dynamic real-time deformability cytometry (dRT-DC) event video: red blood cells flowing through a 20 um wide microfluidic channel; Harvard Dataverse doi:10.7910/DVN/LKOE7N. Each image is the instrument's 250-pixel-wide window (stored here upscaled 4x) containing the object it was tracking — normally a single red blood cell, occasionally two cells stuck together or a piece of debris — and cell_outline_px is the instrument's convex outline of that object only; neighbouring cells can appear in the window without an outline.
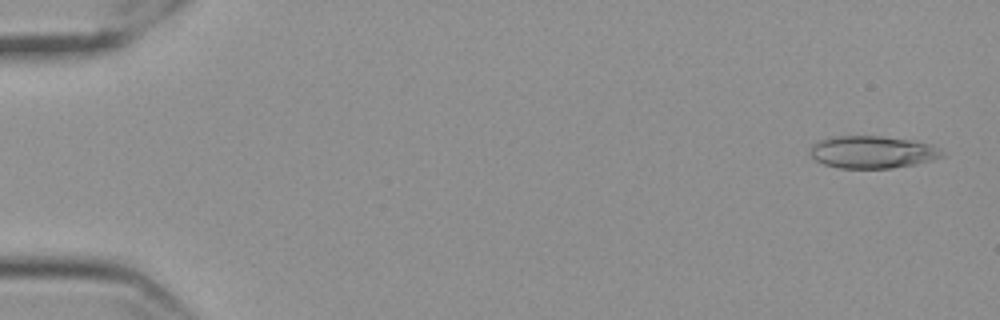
{"species": "Egyptian fruit bat (a non-hibernating species)", "species_latin": "Rousettus aegyptiacus", "temperature_condition": "cold", "stored_images_in_passage": 56, "camera_frame_rate_fps": 3000, "um_per_image_px": 0.085, "frame": {"image": 1, "passage_image": 1, "time_ms": 0.0, "image_size_px": [1000, 320], "cell_outline_px": [[944, 156], [932, 160], [916, 164], [892, 168], [840, 168], [824, 164], [816, 160], [812, 156], [812, 144], [820, 140], [836, 136], [884, 136], [916, 140], [932, 144], [940, 148], [944, 152]], "centroid_in_image_um": [74.24, 12.92], "position_along_channel_um": 10.8, "area_um2": 25.03}}
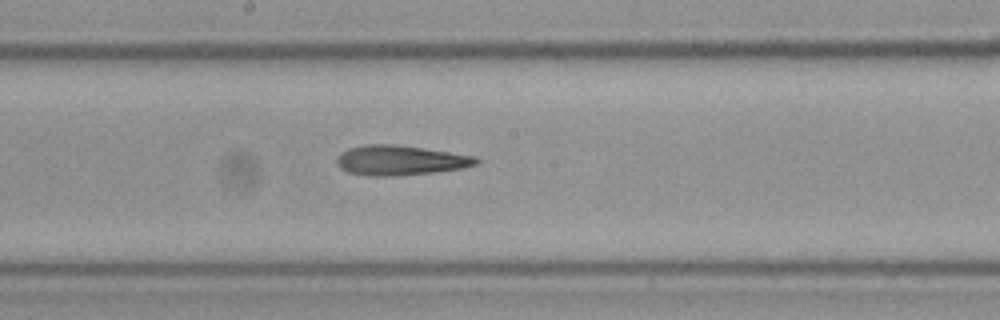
{"frame": {"image": 2, "passage_image": 30, "time_ms": 9.667, "image_size_px": [1000, 320], "cell_outline_px": [[480, 164], [464, 168], [432, 172], [396, 176], [368, 176], [348, 172], [340, 168], [336, 164], [336, 156], [340, 152], [348, 148], [368, 144], [396, 144], [424, 148], [476, 156], [480, 160]], "centroid_in_image_um": [34.01, 13.62], "position_along_channel_um": 214.2, "area_um2": 24.57}}
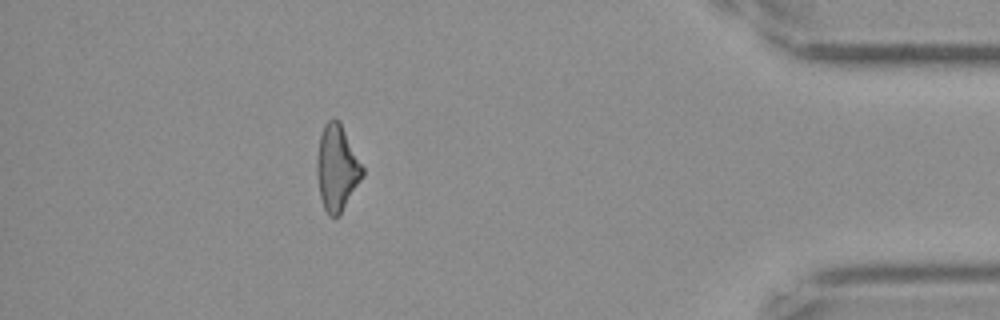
{"frame": {"image": 3, "passage_image": 50, "time_ms": 16.333, "image_size_px": [1000, 320], "cell_outline_px": [[364, 176], [340, 216], [328, 216], [324, 208], [320, 196], [316, 172], [316, 160], [320, 136], [324, 124], [328, 120], [336, 120], [340, 124], [364, 168]], "centroid_in_image_um": [28.63, 14.35], "position_along_channel_um": 406.6, "area_um2": 22.66}, "authors_computed_cell_mechanics": {"area_um2": 24.0737, "velocity_mm_per_s": 3.5473, "shape_relaxation_time_tau1_ms": null, "shape_relaxation_time_tau2_ms": 6.6073, "deformation_change_tau1": null, "deformation_change_tau2": 0.2112}}